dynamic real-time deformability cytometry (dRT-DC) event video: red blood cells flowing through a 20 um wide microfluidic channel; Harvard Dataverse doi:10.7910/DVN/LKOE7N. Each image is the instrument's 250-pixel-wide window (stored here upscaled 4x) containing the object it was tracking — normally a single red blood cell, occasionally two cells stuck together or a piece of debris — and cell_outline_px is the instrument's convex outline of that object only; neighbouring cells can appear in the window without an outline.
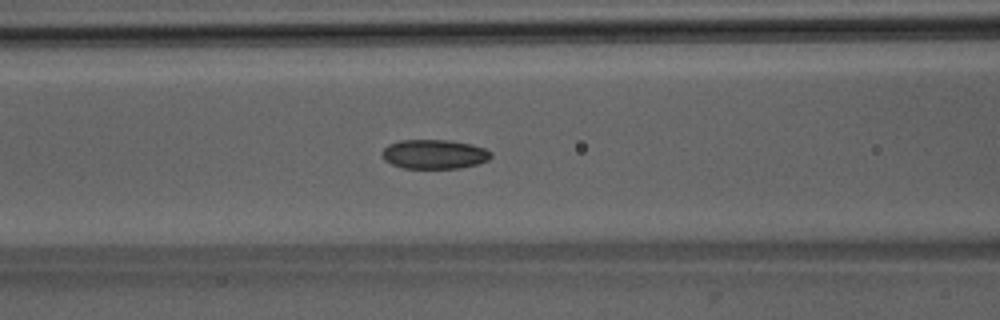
{"species": "Egyptian fruit bat (a non-hibernating species)", "species_latin": "Rousettus aegyptiacus", "temperature_condition": "room temperature", "stored_images_in_passage": 52, "camera_frame_rate_fps": 3000, "um_per_image_px": 0.085, "animal": {"sex": "male"}, "frame": {"image": 1, "passage_image": 22, "time_ms": 7.0, "image_size_px": [1000, 320], "cell_outline_px": [[492, 156], [488, 160], [476, 164], [460, 168], [404, 168], [392, 164], [384, 160], [380, 152], [388, 144], [400, 140], [448, 140], [472, 144], [484, 148], [492, 152]], "centroid_in_image_um": [36.9, 13.1], "position_along_channel_um": 129.7, "area_um2": 18.67}}
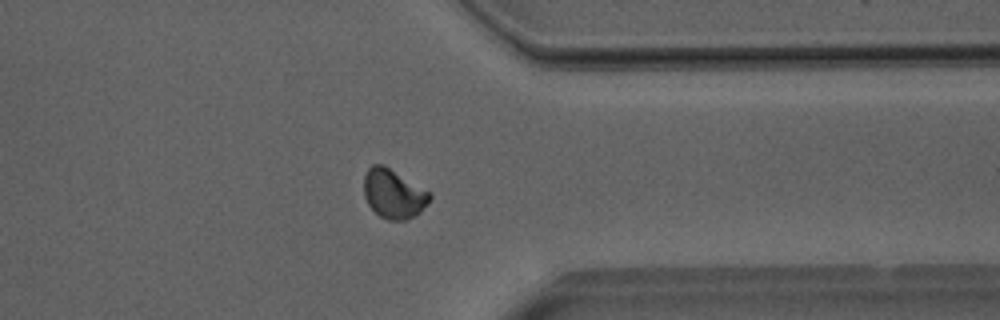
{"frame": {"image": 2, "passage_image": 41, "time_ms": 13.333, "image_size_px": [1000, 320], "cell_outline_px": [[432, 196], [420, 212], [404, 220], [388, 220], [380, 216], [368, 204], [364, 196], [364, 176], [368, 168], [372, 164], [384, 164], [432, 192]], "centroid_in_image_um": [33.45, 16.44], "position_along_channel_um": 377.9, "area_um2": 18.96}}
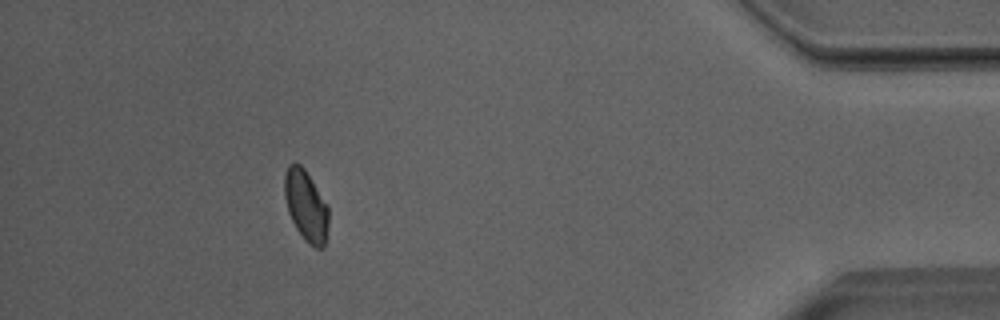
{"frame": {"image": 3, "passage_image": 47, "time_ms": 15.333, "image_size_px": [1000, 320], "cell_outline_px": [[328, 228], [324, 248], [316, 248], [308, 244], [304, 240], [296, 228], [288, 212], [284, 196], [284, 176], [288, 164], [300, 164], [304, 168], [328, 204]], "centroid_in_image_um": [26.01, 17.5], "position_along_channel_um": 409.2, "area_um2": 18.38}, "authors_computed_cell_mechanics": {"area_um2": 18.7561, "velocity_mm_per_s": 4.004, "shape_relaxation_time_tau1_ms": 5.7901, "shape_relaxation_time_tau2_ms": 4.2354, "deformation_change_tau1": 0.1108, "deformation_change_tau2": 0.0795}}